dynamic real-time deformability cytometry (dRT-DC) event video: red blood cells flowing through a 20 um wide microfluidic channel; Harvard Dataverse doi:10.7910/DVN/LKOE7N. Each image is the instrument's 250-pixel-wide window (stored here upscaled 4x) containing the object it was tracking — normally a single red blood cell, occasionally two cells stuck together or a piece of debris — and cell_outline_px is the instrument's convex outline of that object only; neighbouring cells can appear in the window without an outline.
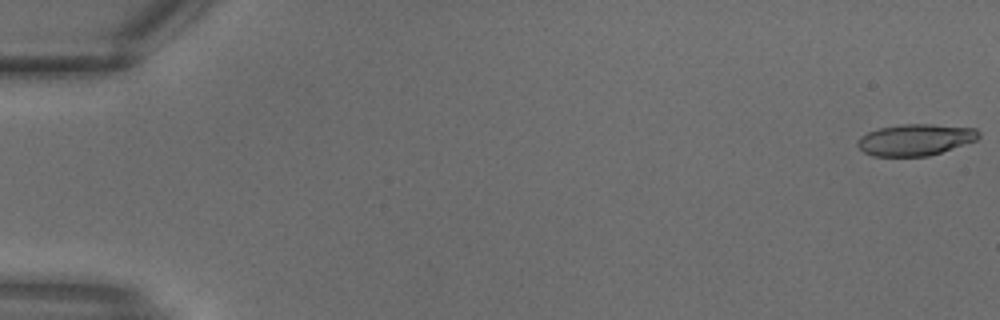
{"species": "common noctule bat (a hibernating species)", "species_latin": "Nyctalus noctula", "temperature_condition": "warm", "stored_images_in_passage": 12, "camera_frame_rate_fps": 3000, "um_per_image_px": 0.085, "animal": {"sex": "male", "body_mass_g": 18.8}, "frame": {"image": 1, "passage_image": 1, "time_ms": 0.0, "image_size_px": [1000, 320], "cell_outline_px": [[980, 136], [976, 140], [928, 156], [872, 156], [864, 152], [856, 144], [856, 140], [860, 136], [868, 132], [880, 128], [900, 124], [932, 124], [976, 128], [980, 132]], "centroid_in_image_um": [77.78, 11.87], "position_along_channel_um": 7.2, "area_um2": 22.2}}
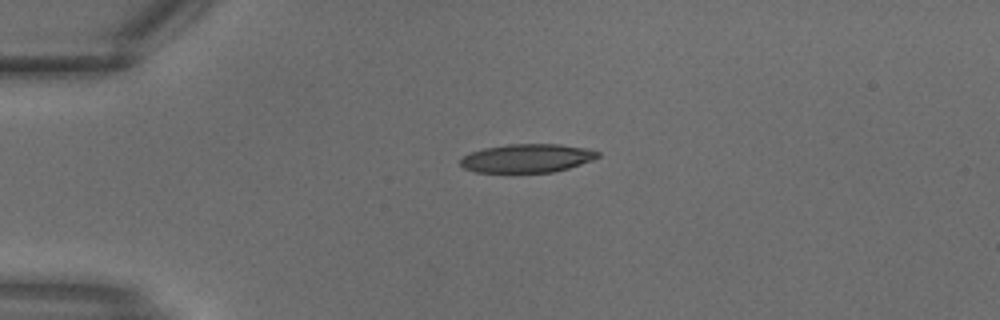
{"frame": {"image": 2, "passage_image": 8, "time_ms": 2.333, "image_size_px": [1000, 320], "cell_outline_px": [[600, 156], [592, 160], [568, 168], [552, 172], [476, 172], [464, 168], [460, 164], [460, 160], [464, 156], [472, 152], [484, 148], [508, 144], [560, 144], [584, 148], [600, 152]], "centroid_in_image_um": [44.8, 13.44], "position_along_channel_um": 40.2, "area_um2": 22.66}}
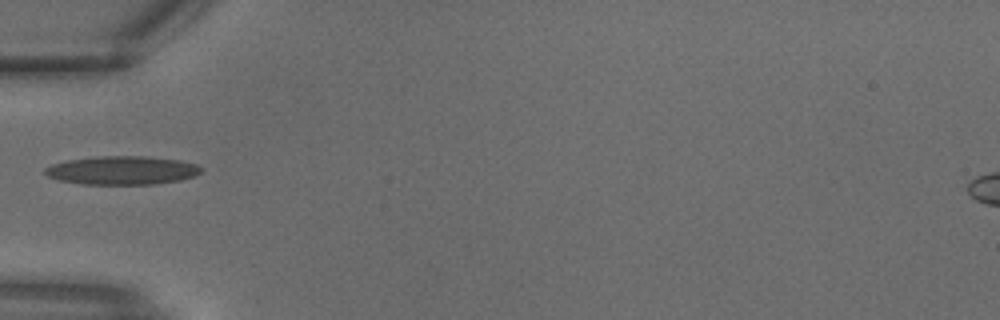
{"frame": {"image": 3, "passage_image": 11, "time_ms": 3.333, "image_size_px": [1000, 320], "cell_outline_px": [[204, 168], [196, 176], [180, 180], [156, 184], [80, 184], [60, 180], [48, 176], [44, 172], [44, 168], [52, 164], [68, 160], [96, 156], [144, 156], [180, 160], [196, 164]], "centroid_in_image_um": [10.4, 14.48], "position_along_channel_um": 74.6, "area_um2": 26.07}}